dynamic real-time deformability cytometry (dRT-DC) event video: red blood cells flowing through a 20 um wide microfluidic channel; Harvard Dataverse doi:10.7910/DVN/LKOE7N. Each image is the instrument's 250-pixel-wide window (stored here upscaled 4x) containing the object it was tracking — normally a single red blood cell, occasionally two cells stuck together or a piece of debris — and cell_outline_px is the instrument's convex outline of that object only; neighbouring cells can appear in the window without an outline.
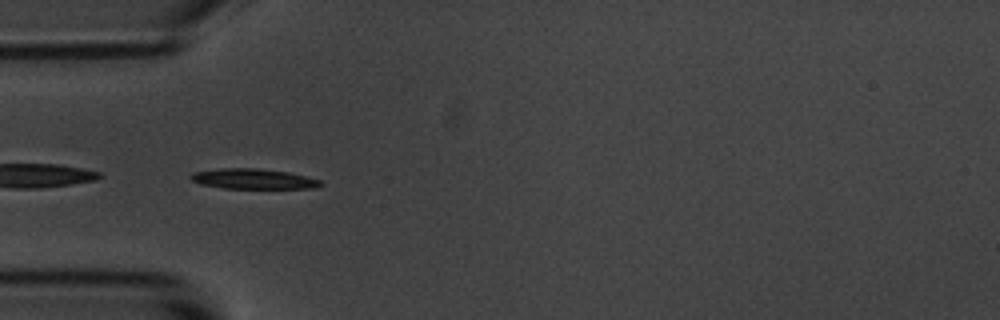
{"species": "common noctule bat (a hibernating species)", "species_latin": "Nyctalus noctula", "temperature_condition": "room temperature", "stored_images_in_passage": 40, "camera_frame_rate_fps": 3000, "um_per_image_px": 0.085, "animal": {"sex": "male", "body_mass_g": 20.1, "forearm_length_mm": 53.5}, "frame": {"image": 1, "passage_image": 1, "time_ms": 0.0, "image_size_px": [1000, 320], "cell_outline_px": [[324, 184], [316, 188], [224, 188], [200, 184], [192, 180], [188, 176], [192, 172], [220, 168], [256, 168], [288, 172], [308, 176], [320, 180]], "centroid_in_image_um": [21.53, 15.2], "position_along_channel_um": 63.5, "area_um2": 15.37}}
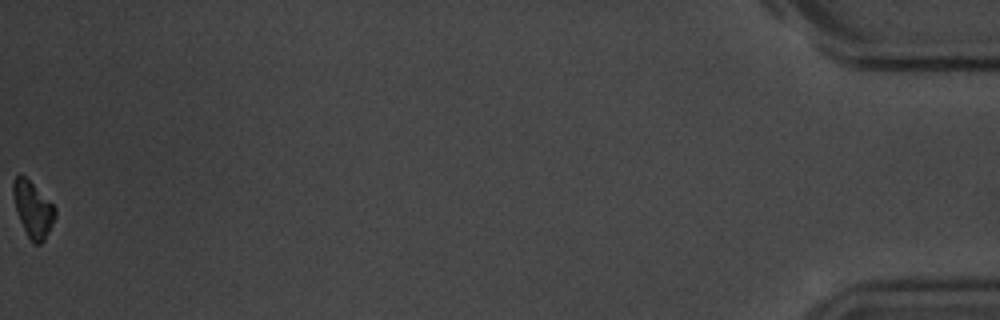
{"frame": {"image": 2, "passage_image": 40, "time_ms": 13.0, "image_size_px": [1000, 320], "cell_outline_px": [[56, 216], [44, 240], [40, 244], [36, 244], [28, 236], [20, 220], [16, 208], [12, 192], [12, 184], [16, 176], [20, 172], [56, 208]], "centroid_in_image_um": [2.79, 17.77], "position_along_channel_um": 432.4, "area_um2": 13.18}, "authors_computed_cell_mechanics": {"area_um2": 14.9991, "velocity_mm_per_s": 3.6221, "shape_relaxation_time_tau1_ms": 1.7445, "shape_relaxation_time_tau2_ms": null, "deformation_change_tau1": 0.1718, "deformation_change_tau2": null}}